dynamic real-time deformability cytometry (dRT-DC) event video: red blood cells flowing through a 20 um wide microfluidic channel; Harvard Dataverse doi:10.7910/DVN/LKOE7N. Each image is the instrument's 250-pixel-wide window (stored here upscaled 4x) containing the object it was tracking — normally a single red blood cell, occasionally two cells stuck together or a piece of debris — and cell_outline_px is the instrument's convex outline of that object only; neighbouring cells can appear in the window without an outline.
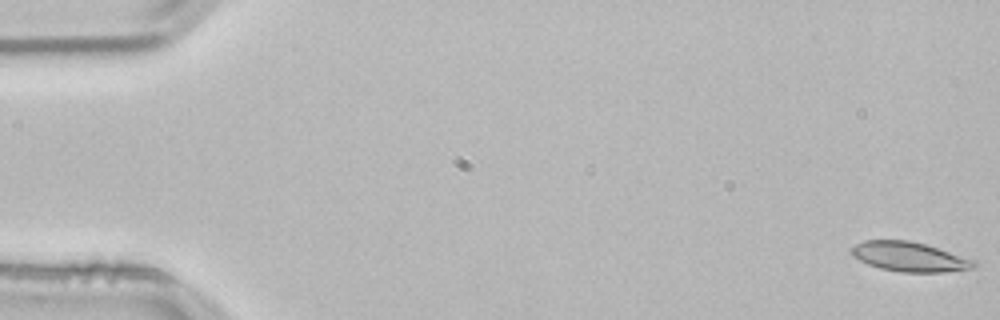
{"species": "common noctule bat (a hibernating species)", "species_latin": "Nyctalus noctula", "temperature_condition": "room temperature", "stored_images_in_passage": 55, "camera_frame_rate_fps": 3000, "um_per_image_px": 0.085, "animal": {"sex": "male", "body_mass_g": 21.5, "forearm_length_mm": 52.0}, "frame": {"image": 1, "passage_image": 1, "time_ms": 0.0, "image_size_px": [1000, 320], "cell_outline_px": [[976, 264], [972, 268], [944, 272], [900, 272], [880, 268], [868, 264], [852, 256], [848, 252], [856, 244], [864, 240], [908, 240], [924, 244], [976, 260]], "centroid_in_image_um": [77.27, 21.82], "position_along_channel_um": 7.7, "area_um2": 20.98}}
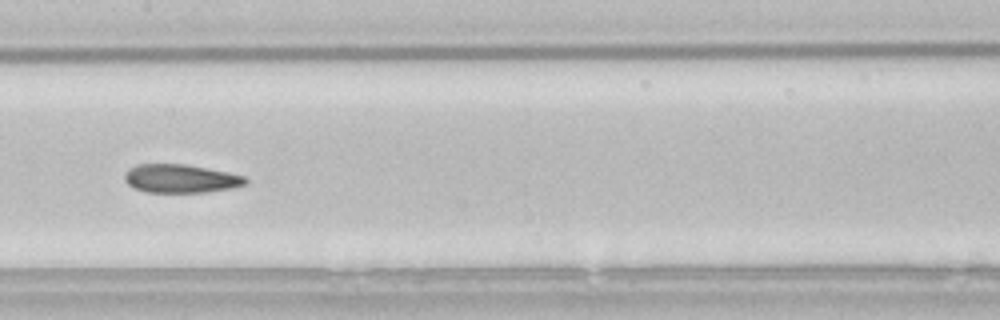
{"frame": {"image": 2, "passage_image": 27, "time_ms": 8.667, "image_size_px": [1000, 320], "cell_outline_px": [[248, 180], [244, 184], [232, 188], [204, 192], [148, 192], [136, 188], [128, 184], [124, 180], [124, 176], [128, 168], [136, 164], [184, 164], [228, 172], [244, 176]], "centroid_in_image_um": [15.33, 15.17], "position_along_channel_um": 192.1, "area_um2": 19.88}}
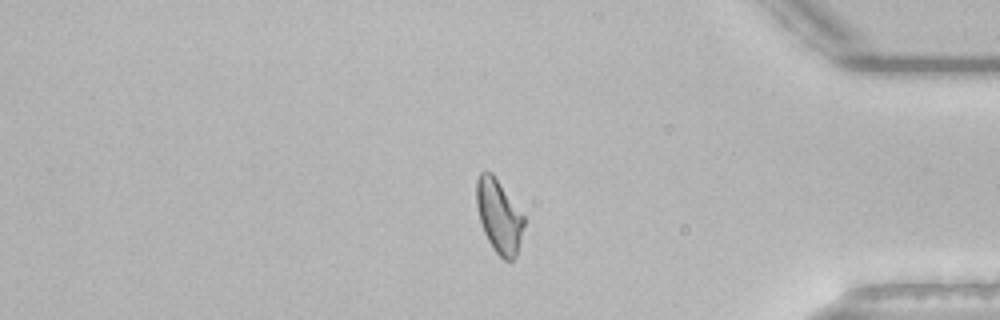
{"frame": {"image": 3, "passage_image": 45, "time_ms": 14.667, "image_size_px": [1000, 320], "cell_outline_px": [[524, 224], [516, 256], [512, 260], [504, 260], [492, 248], [484, 232], [480, 220], [476, 204], [476, 180], [480, 172], [492, 172], [524, 216]], "centroid_in_image_um": [42.39, 18.37], "position_along_channel_um": 392.8, "area_um2": 20.06}, "authors_computed_cell_mechanics": {"area_um2": 20.7502, "velocity_mm_per_s": 3.8029, "shape_relaxation_time_tau1_ms": null, "shape_relaxation_time_tau2_ms": 3.9265, "deformation_change_tau1": null, "deformation_change_tau2": 0.104}}